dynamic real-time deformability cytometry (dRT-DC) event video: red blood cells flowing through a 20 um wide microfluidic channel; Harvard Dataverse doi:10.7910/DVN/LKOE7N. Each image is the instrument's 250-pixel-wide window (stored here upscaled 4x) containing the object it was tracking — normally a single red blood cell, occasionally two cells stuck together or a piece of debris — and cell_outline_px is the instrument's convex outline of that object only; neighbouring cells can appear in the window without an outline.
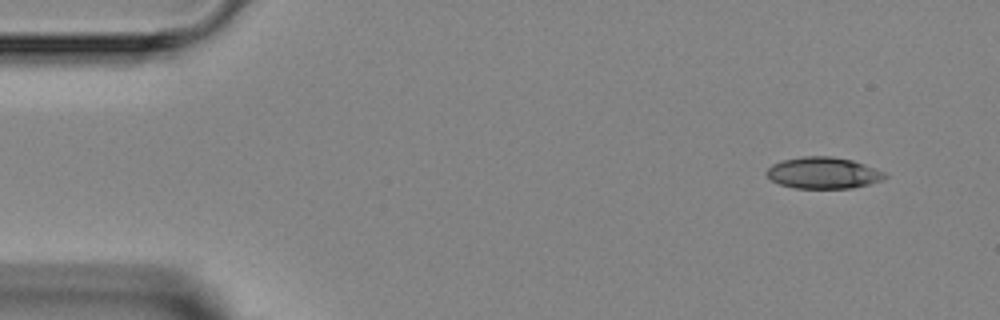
{"species": "Egyptian fruit bat (a non-hibernating species)", "species_latin": "Rousettus aegyptiacus", "temperature_condition": "room temperature", "stored_images_in_passage": 4, "camera_frame_rate_fps": 3000, "um_per_image_px": 0.085, "animal": {"sex": "female"}, "frame": {"image": 1, "passage_image": 1, "time_ms": 0.0, "image_size_px": [1000, 320], "cell_outline_px": [[888, 176], [884, 180], [852, 188], [796, 188], [780, 184], [772, 180], [764, 172], [772, 164], [780, 160], [804, 156], [832, 156], [852, 160], [864, 164], [884, 172]], "centroid_in_image_um": [69.97, 14.69], "position_along_channel_um": 15.0, "area_um2": 21.73}}
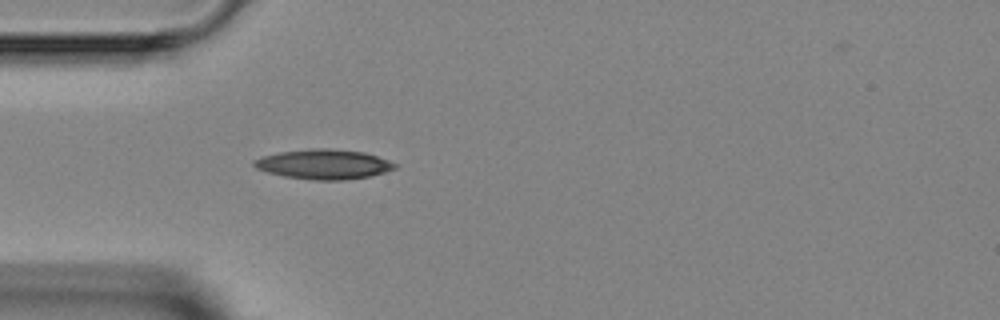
{"frame": {"image": 2, "passage_image": 4, "time_ms": 3.333, "image_size_px": [1000, 320], "cell_outline_px": [[400, 164], [396, 168], [372, 176], [344, 180], [316, 180], [284, 176], [268, 172], [256, 168], [252, 164], [252, 160], [264, 156], [280, 152], [312, 148], [324, 148], [364, 152]], "centroid_in_image_um": [27.54, 13.96], "position_along_channel_um": 57.5, "area_um2": 24.39}}